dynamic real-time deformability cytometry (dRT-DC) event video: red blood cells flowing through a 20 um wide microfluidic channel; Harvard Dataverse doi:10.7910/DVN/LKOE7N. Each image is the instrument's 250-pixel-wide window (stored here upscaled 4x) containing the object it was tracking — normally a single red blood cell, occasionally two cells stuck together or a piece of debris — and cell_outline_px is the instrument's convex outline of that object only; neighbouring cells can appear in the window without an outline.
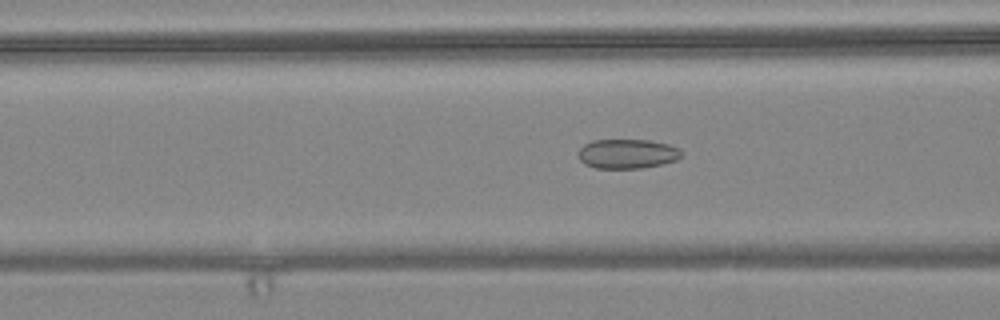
{"species": "common noctule bat (a hibernating species)", "species_latin": "Nyctalus noctula", "temperature_condition": "warm", "stored_images_in_passage": 49, "camera_frame_rate_fps": 3000, "um_per_image_px": 0.085, "animal": {"sex": "female", "body_mass_g": 24.6, "forearm_length_mm": 56.2}, "frame": {"image": 1, "passage_image": 14, "time_ms": 4.333, "image_size_px": [1000, 320], "cell_outline_px": [[680, 156], [676, 160], [660, 164], [640, 168], [596, 168], [584, 164], [580, 160], [580, 148], [584, 144], [592, 140], [648, 140], [668, 144], [680, 148]], "centroid_in_image_um": [53.3, 13.06], "position_along_channel_um": 113.3, "area_um2": 17.51}}
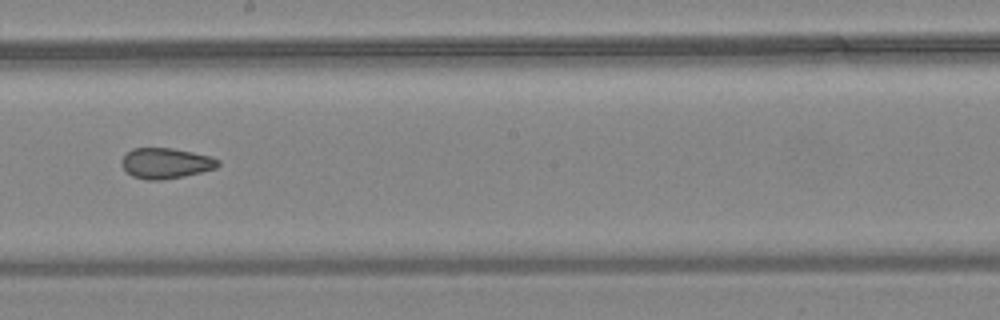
{"frame": {"image": 2, "passage_image": 24, "time_ms": 7.667, "image_size_px": [1000, 320], "cell_outline_px": [[220, 164], [216, 168], [184, 176], [160, 180], [148, 180], [132, 176], [120, 164], [120, 160], [132, 148], [172, 148], [212, 156], [220, 160]], "centroid_in_image_um": [14.1, 13.87], "position_along_channel_um": 234.1, "area_um2": 17.17}}
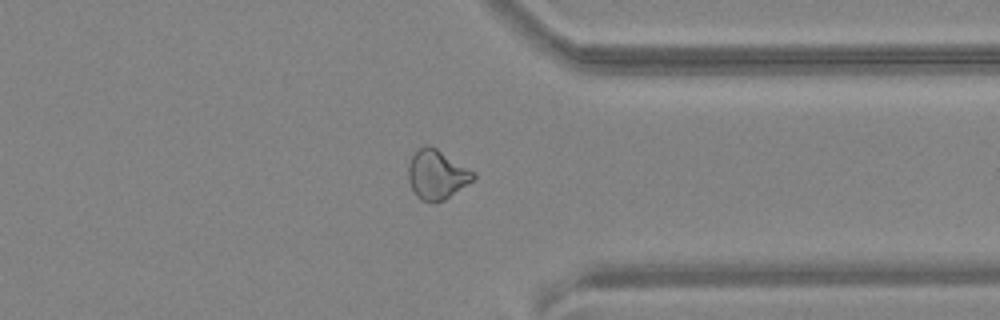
{"frame": {"image": 3, "passage_image": 36, "time_ms": 11.667, "image_size_px": [1000, 320], "cell_outline_px": [[476, 176], [472, 180], [444, 200], [420, 200], [416, 196], [408, 180], [408, 164], [412, 156], [424, 144], [428, 144], [436, 148], [476, 172]], "centroid_in_image_um": [37.12, 14.81], "position_along_channel_um": 374.3, "area_um2": 18.38}, "authors_computed_cell_mechanics": {"area_um2": 18.4382, "velocity_mm_per_s": 3.6234, "shape_relaxation_time_tau1_ms": null, "shape_relaxation_time_tau2_ms": 2.2764, "deformation_change_tau1": null, "deformation_change_tau2": 0.0761}}